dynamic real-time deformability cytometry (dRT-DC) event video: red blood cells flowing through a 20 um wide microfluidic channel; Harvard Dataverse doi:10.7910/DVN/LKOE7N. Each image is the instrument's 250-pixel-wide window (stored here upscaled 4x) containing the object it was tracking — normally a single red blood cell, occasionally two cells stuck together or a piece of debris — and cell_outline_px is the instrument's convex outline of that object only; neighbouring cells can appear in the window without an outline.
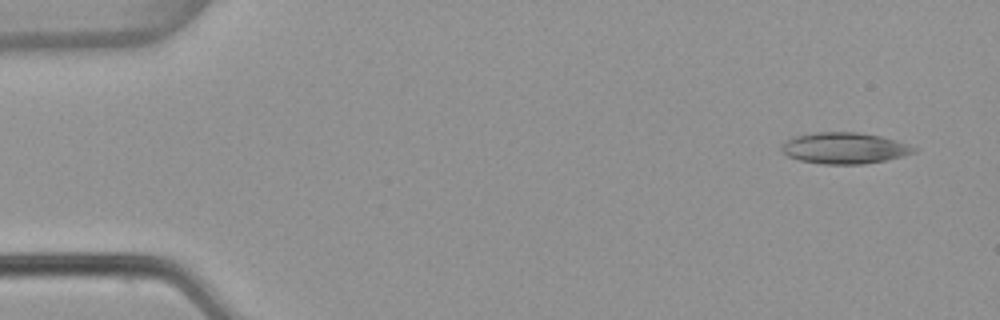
{"species": "common noctule bat (a hibernating species)", "species_latin": "Nyctalus noctula", "temperature_condition": "warm", "stored_images_in_passage": 4, "camera_frame_rate_fps": 3000, "um_per_image_px": 0.085, "animal": {"sex": "female", "body_mass_g": 22.7, "forearm_length_mm": 54.2}, "frame": {"image": 1, "passage_image": 1, "time_ms": 0.0, "image_size_px": [1000, 320], "cell_outline_px": [[920, 148], [916, 152], [904, 156], [888, 160], [864, 164], [820, 164], [800, 160], [788, 156], [780, 148], [784, 140], [796, 136], [816, 132], [860, 132], [880, 136], [896, 140]], "centroid_in_image_um": [71.82, 12.59], "position_along_channel_um": 13.2, "area_um2": 24.33}}
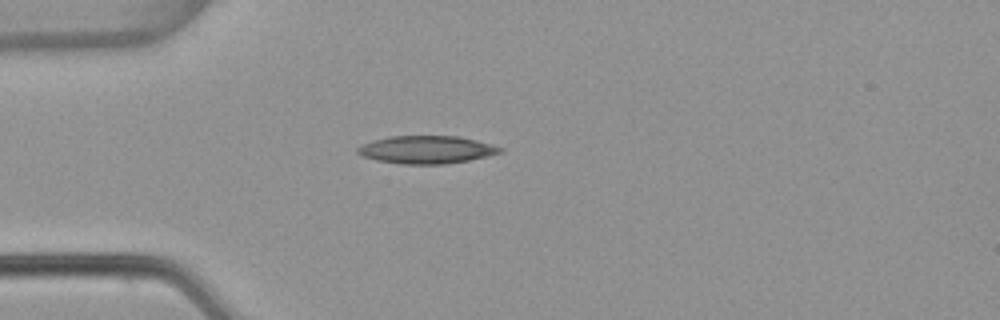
{"frame": {"image": 2, "passage_image": 4, "time_ms": 1.0, "image_size_px": [1000, 320], "cell_outline_px": [[504, 152], [468, 160], [444, 164], [400, 164], [376, 160], [364, 156], [356, 152], [356, 148], [372, 140], [388, 136], [460, 136], [492, 144], [504, 148]], "centroid_in_image_um": [36.27, 12.71], "position_along_channel_um": 48.7, "area_um2": 23.12}}